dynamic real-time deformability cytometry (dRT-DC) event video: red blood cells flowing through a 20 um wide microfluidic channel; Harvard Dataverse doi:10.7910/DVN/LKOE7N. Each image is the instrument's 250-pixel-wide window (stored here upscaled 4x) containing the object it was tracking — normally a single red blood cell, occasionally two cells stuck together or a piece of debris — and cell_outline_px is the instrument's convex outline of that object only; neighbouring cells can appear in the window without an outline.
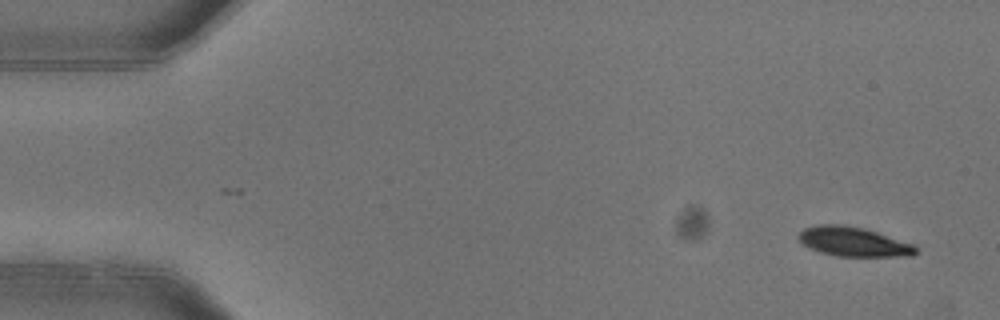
{"species": "common noctule bat (a hibernating species)", "species_latin": "Nyctalus noctula", "temperature_condition": "warm", "stored_images_in_passage": 5, "camera_frame_rate_fps": 3000, "um_per_image_px": 0.085, "animal": {"sex": "female"}, "frame": {"image": 1, "passage_image": 1, "time_ms": 0.0, "image_size_px": [1000, 320], "cell_outline_px": [[920, 252], [912, 256], [836, 256], [820, 252], [808, 248], [796, 236], [804, 228], [816, 224], [840, 224], [864, 228], [916, 244]], "centroid_in_image_um": [72.59, 20.54], "position_along_channel_um": 12.4, "area_um2": 20.4}}
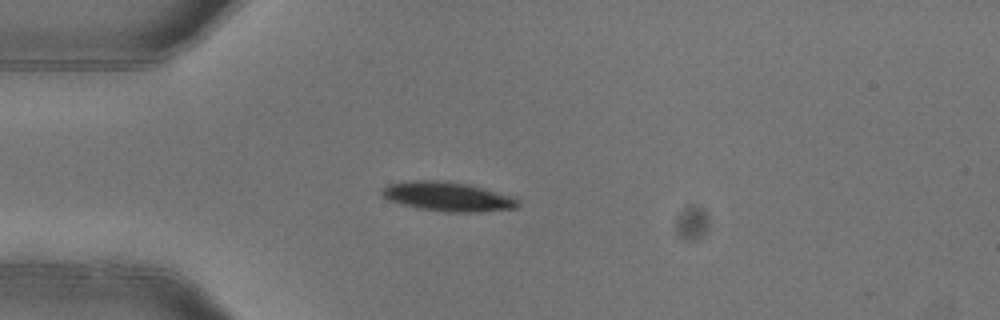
{"frame": {"image": 2, "passage_image": 4, "time_ms": 1.0, "image_size_px": [1000, 320], "cell_outline_px": [[520, 208], [476, 212], [448, 212], [416, 208], [388, 200], [380, 192], [388, 184], [408, 180], [448, 180], [468, 184], [516, 196], [520, 200]], "centroid_in_image_um": [38.12, 16.7], "position_along_channel_um": 46.9, "area_um2": 23.7}}